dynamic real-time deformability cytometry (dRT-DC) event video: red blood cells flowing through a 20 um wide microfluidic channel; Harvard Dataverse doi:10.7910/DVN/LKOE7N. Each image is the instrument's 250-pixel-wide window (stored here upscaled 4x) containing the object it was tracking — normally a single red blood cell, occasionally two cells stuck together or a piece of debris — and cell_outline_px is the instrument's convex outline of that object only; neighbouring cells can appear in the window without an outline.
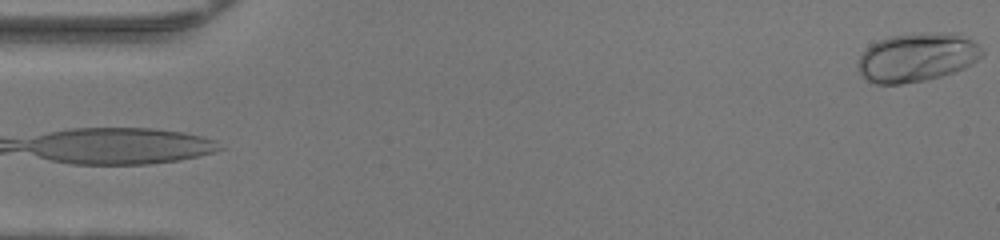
{"species": "human", "species_latin": "Homo sapiens", "temperature_condition": "warm", "stored_images_in_passage": 49, "camera_frame_rate_fps": 3000, "um_per_image_px": 0.085, "donor": {"sex": "female"}, "frame": {"image": 1, "passage_image": 1, "time_ms": 0.0, "image_size_px": [1000, 240], "cell_outline_px": [[984, 56], [972, 64], [964, 68], [940, 76], [924, 80], [900, 84], [876, 84], [860, 76], [856, 64], [856, 60], [872, 44], [880, 40], [892, 36], [920, 32], [960, 32], [972, 40], [984, 52]], "centroid_in_image_um": [77.95, 4.86], "position_along_channel_um": 7.0, "area_um2": 35.6}}
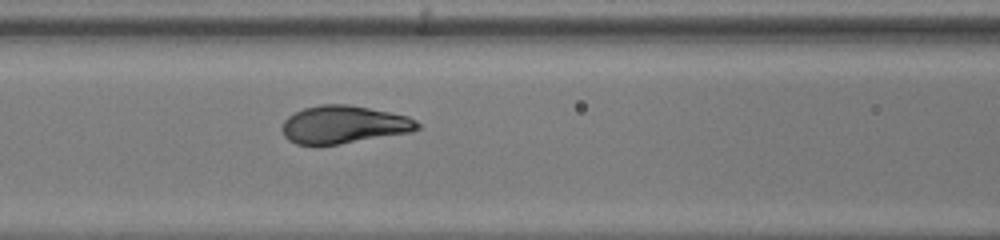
{"frame": {"image": 2, "passage_image": 21, "time_ms": 6.667, "image_size_px": [1000, 240], "cell_outline_px": [[420, 128], [412, 132], [336, 144], [296, 144], [288, 140], [284, 136], [284, 120], [288, 116], [304, 108], [320, 104], [348, 104], [408, 116], [416, 120], [420, 124]], "centroid_in_image_um": [29.24, 10.58], "position_along_channel_um": 137.4, "area_um2": 29.42}}
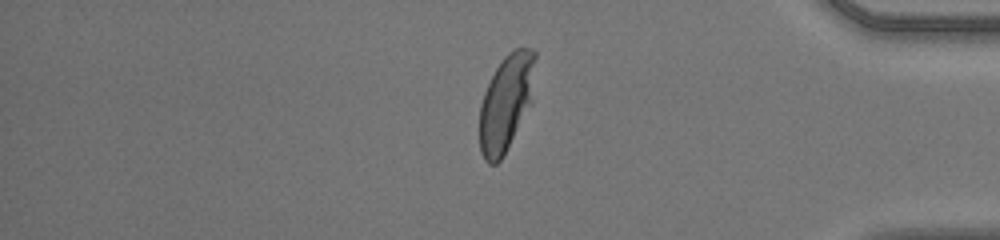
{"frame": {"image": 3, "passage_image": 41, "time_ms": 13.333, "image_size_px": [1000, 240], "cell_outline_px": [[536, 56], [532, 100], [500, 160], [496, 164], [488, 164], [484, 160], [480, 152], [480, 104], [484, 92], [496, 68], [504, 56], [508, 52], [516, 48], [532, 48], [536, 52]], "centroid_in_image_um": [43.01, 8.68], "position_along_channel_um": 392.2, "area_um2": 30.87}, "authors_computed_cell_mechanics": {"area_um2": 30.7496, "velocity_mm_per_s": 4.2545, "shape_relaxation_time_tau1_ms": 2.646, "shape_relaxation_time_tau2_ms": null, "deformation_change_tau1": 0.172, "deformation_change_tau2": null}}